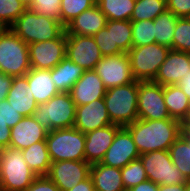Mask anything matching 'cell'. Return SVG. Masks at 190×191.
Segmentation results:
<instances>
[{
  "label": "cell",
  "instance_id": "obj_24",
  "mask_svg": "<svg viewBox=\"0 0 190 191\" xmlns=\"http://www.w3.org/2000/svg\"><path fill=\"white\" fill-rule=\"evenodd\" d=\"M90 176L94 188L98 191H126L122 181L121 168L96 163L91 165Z\"/></svg>",
  "mask_w": 190,
  "mask_h": 191
},
{
  "label": "cell",
  "instance_id": "obj_7",
  "mask_svg": "<svg viewBox=\"0 0 190 191\" xmlns=\"http://www.w3.org/2000/svg\"><path fill=\"white\" fill-rule=\"evenodd\" d=\"M31 69L29 48L11 29L0 37V72L7 76H25Z\"/></svg>",
  "mask_w": 190,
  "mask_h": 191
},
{
  "label": "cell",
  "instance_id": "obj_23",
  "mask_svg": "<svg viewBox=\"0 0 190 191\" xmlns=\"http://www.w3.org/2000/svg\"><path fill=\"white\" fill-rule=\"evenodd\" d=\"M25 77L37 104L46 103L60 92L52 80L51 70L31 68Z\"/></svg>",
  "mask_w": 190,
  "mask_h": 191
},
{
  "label": "cell",
  "instance_id": "obj_11",
  "mask_svg": "<svg viewBox=\"0 0 190 191\" xmlns=\"http://www.w3.org/2000/svg\"><path fill=\"white\" fill-rule=\"evenodd\" d=\"M94 71L106 89L126 85L135 80L127 53L103 56Z\"/></svg>",
  "mask_w": 190,
  "mask_h": 191
},
{
  "label": "cell",
  "instance_id": "obj_35",
  "mask_svg": "<svg viewBox=\"0 0 190 191\" xmlns=\"http://www.w3.org/2000/svg\"><path fill=\"white\" fill-rule=\"evenodd\" d=\"M96 0H61L60 22L66 26L83 11L92 8Z\"/></svg>",
  "mask_w": 190,
  "mask_h": 191
},
{
  "label": "cell",
  "instance_id": "obj_42",
  "mask_svg": "<svg viewBox=\"0 0 190 191\" xmlns=\"http://www.w3.org/2000/svg\"><path fill=\"white\" fill-rule=\"evenodd\" d=\"M24 191H60V189L45 175L37 176Z\"/></svg>",
  "mask_w": 190,
  "mask_h": 191
},
{
  "label": "cell",
  "instance_id": "obj_28",
  "mask_svg": "<svg viewBox=\"0 0 190 191\" xmlns=\"http://www.w3.org/2000/svg\"><path fill=\"white\" fill-rule=\"evenodd\" d=\"M168 151L173 164L190 181V134L184 128Z\"/></svg>",
  "mask_w": 190,
  "mask_h": 191
},
{
  "label": "cell",
  "instance_id": "obj_44",
  "mask_svg": "<svg viewBox=\"0 0 190 191\" xmlns=\"http://www.w3.org/2000/svg\"><path fill=\"white\" fill-rule=\"evenodd\" d=\"M13 76H7L0 72V101L6 99L11 87Z\"/></svg>",
  "mask_w": 190,
  "mask_h": 191
},
{
  "label": "cell",
  "instance_id": "obj_43",
  "mask_svg": "<svg viewBox=\"0 0 190 191\" xmlns=\"http://www.w3.org/2000/svg\"><path fill=\"white\" fill-rule=\"evenodd\" d=\"M11 128L4 122L0 116V149L7 148L10 144Z\"/></svg>",
  "mask_w": 190,
  "mask_h": 191
},
{
  "label": "cell",
  "instance_id": "obj_51",
  "mask_svg": "<svg viewBox=\"0 0 190 191\" xmlns=\"http://www.w3.org/2000/svg\"><path fill=\"white\" fill-rule=\"evenodd\" d=\"M185 191H190V181L185 184Z\"/></svg>",
  "mask_w": 190,
  "mask_h": 191
},
{
  "label": "cell",
  "instance_id": "obj_14",
  "mask_svg": "<svg viewBox=\"0 0 190 191\" xmlns=\"http://www.w3.org/2000/svg\"><path fill=\"white\" fill-rule=\"evenodd\" d=\"M91 165L85 160L52 162L46 175L60 191H68L90 176Z\"/></svg>",
  "mask_w": 190,
  "mask_h": 191
},
{
  "label": "cell",
  "instance_id": "obj_39",
  "mask_svg": "<svg viewBox=\"0 0 190 191\" xmlns=\"http://www.w3.org/2000/svg\"><path fill=\"white\" fill-rule=\"evenodd\" d=\"M93 37L103 56L124 53L120 48H113L112 28L104 27Z\"/></svg>",
  "mask_w": 190,
  "mask_h": 191
},
{
  "label": "cell",
  "instance_id": "obj_38",
  "mask_svg": "<svg viewBox=\"0 0 190 191\" xmlns=\"http://www.w3.org/2000/svg\"><path fill=\"white\" fill-rule=\"evenodd\" d=\"M28 8L37 14L60 21L61 0H33Z\"/></svg>",
  "mask_w": 190,
  "mask_h": 191
},
{
  "label": "cell",
  "instance_id": "obj_31",
  "mask_svg": "<svg viewBox=\"0 0 190 191\" xmlns=\"http://www.w3.org/2000/svg\"><path fill=\"white\" fill-rule=\"evenodd\" d=\"M105 27L112 28L113 48L127 53L133 47L130 20H107Z\"/></svg>",
  "mask_w": 190,
  "mask_h": 191
},
{
  "label": "cell",
  "instance_id": "obj_25",
  "mask_svg": "<svg viewBox=\"0 0 190 191\" xmlns=\"http://www.w3.org/2000/svg\"><path fill=\"white\" fill-rule=\"evenodd\" d=\"M164 100L171 118L182 124L190 118V100L177 84L164 86Z\"/></svg>",
  "mask_w": 190,
  "mask_h": 191
},
{
  "label": "cell",
  "instance_id": "obj_41",
  "mask_svg": "<svg viewBox=\"0 0 190 191\" xmlns=\"http://www.w3.org/2000/svg\"><path fill=\"white\" fill-rule=\"evenodd\" d=\"M167 10L178 18H188L190 14V0H166Z\"/></svg>",
  "mask_w": 190,
  "mask_h": 191
},
{
  "label": "cell",
  "instance_id": "obj_40",
  "mask_svg": "<svg viewBox=\"0 0 190 191\" xmlns=\"http://www.w3.org/2000/svg\"><path fill=\"white\" fill-rule=\"evenodd\" d=\"M0 116L9 128L14 127L24 117L6 99L0 101Z\"/></svg>",
  "mask_w": 190,
  "mask_h": 191
},
{
  "label": "cell",
  "instance_id": "obj_52",
  "mask_svg": "<svg viewBox=\"0 0 190 191\" xmlns=\"http://www.w3.org/2000/svg\"><path fill=\"white\" fill-rule=\"evenodd\" d=\"M21 1L25 3L27 6H29L33 0H21Z\"/></svg>",
  "mask_w": 190,
  "mask_h": 191
},
{
  "label": "cell",
  "instance_id": "obj_9",
  "mask_svg": "<svg viewBox=\"0 0 190 191\" xmlns=\"http://www.w3.org/2000/svg\"><path fill=\"white\" fill-rule=\"evenodd\" d=\"M148 180L157 185L186 184L185 175L173 164L168 150L151 151L139 156Z\"/></svg>",
  "mask_w": 190,
  "mask_h": 191
},
{
  "label": "cell",
  "instance_id": "obj_15",
  "mask_svg": "<svg viewBox=\"0 0 190 191\" xmlns=\"http://www.w3.org/2000/svg\"><path fill=\"white\" fill-rule=\"evenodd\" d=\"M139 156L129 130L123 126L118 129L112 144L100 163L109 167L123 168L132 160L138 159Z\"/></svg>",
  "mask_w": 190,
  "mask_h": 191
},
{
  "label": "cell",
  "instance_id": "obj_29",
  "mask_svg": "<svg viewBox=\"0 0 190 191\" xmlns=\"http://www.w3.org/2000/svg\"><path fill=\"white\" fill-rule=\"evenodd\" d=\"M178 17L166 10L154 19L155 43L172 49L174 30Z\"/></svg>",
  "mask_w": 190,
  "mask_h": 191
},
{
  "label": "cell",
  "instance_id": "obj_5",
  "mask_svg": "<svg viewBox=\"0 0 190 191\" xmlns=\"http://www.w3.org/2000/svg\"><path fill=\"white\" fill-rule=\"evenodd\" d=\"M76 107L69 92H59L46 103L38 104L33 116L48 131L71 128Z\"/></svg>",
  "mask_w": 190,
  "mask_h": 191
},
{
  "label": "cell",
  "instance_id": "obj_17",
  "mask_svg": "<svg viewBox=\"0 0 190 191\" xmlns=\"http://www.w3.org/2000/svg\"><path fill=\"white\" fill-rule=\"evenodd\" d=\"M120 125L111 124L85 134V161L90 164L100 163L113 142Z\"/></svg>",
  "mask_w": 190,
  "mask_h": 191
},
{
  "label": "cell",
  "instance_id": "obj_16",
  "mask_svg": "<svg viewBox=\"0 0 190 191\" xmlns=\"http://www.w3.org/2000/svg\"><path fill=\"white\" fill-rule=\"evenodd\" d=\"M113 124L106 109L104 99L77 106L74 126L83 134Z\"/></svg>",
  "mask_w": 190,
  "mask_h": 191
},
{
  "label": "cell",
  "instance_id": "obj_33",
  "mask_svg": "<svg viewBox=\"0 0 190 191\" xmlns=\"http://www.w3.org/2000/svg\"><path fill=\"white\" fill-rule=\"evenodd\" d=\"M121 176L126 191L148 179L140 158L121 168Z\"/></svg>",
  "mask_w": 190,
  "mask_h": 191
},
{
  "label": "cell",
  "instance_id": "obj_20",
  "mask_svg": "<svg viewBox=\"0 0 190 191\" xmlns=\"http://www.w3.org/2000/svg\"><path fill=\"white\" fill-rule=\"evenodd\" d=\"M70 95L76 106L103 99L106 88L94 70L84 71L82 77L72 86Z\"/></svg>",
  "mask_w": 190,
  "mask_h": 191
},
{
  "label": "cell",
  "instance_id": "obj_1",
  "mask_svg": "<svg viewBox=\"0 0 190 191\" xmlns=\"http://www.w3.org/2000/svg\"><path fill=\"white\" fill-rule=\"evenodd\" d=\"M136 145L139 154L151 151L169 150L180 136L183 124L174 118L163 120L137 119L125 126Z\"/></svg>",
  "mask_w": 190,
  "mask_h": 191
},
{
  "label": "cell",
  "instance_id": "obj_19",
  "mask_svg": "<svg viewBox=\"0 0 190 191\" xmlns=\"http://www.w3.org/2000/svg\"><path fill=\"white\" fill-rule=\"evenodd\" d=\"M47 133L48 130L34 116L23 117L11 128L9 147L22 151L36 142L46 140Z\"/></svg>",
  "mask_w": 190,
  "mask_h": 191
},
{
  "label": "cell",
  "instance_id": "obj_45",
  "mask_svg": "<svg viewBox=\"0 0 190 191\" xmlns=\"http://www.w3.org/2000/svg\"><path fill=\"white\" fill-rule=\"evenodd\" d=\"M94 184L92 177L89 176L87 179L79 182L77 185H75L72 189L68 191H94Z\"/></svg>",
  "mask_w": 190,
  "mask_h": 191
},
{
  "label": "cell",
  "instance_id": "obj_49",
  "mask_svg": "<svg viewBox=\"0 0 190 191\" xmlns=\"http://www.w3.org/2000/svg\"><path fill=\"white\" fill-rule=\"evenodd\" d=\"M9 26L0 20V37L3 36L8 31Z\"/></svg>",
  "mask_w": 190,
  "mask_h": 191
},
{
  "label": "cell",
  "instance_id": "obj_46",
  "mask_svg": "<svg viewBox=\"0 0 190 191\" xmlns=\"http://www.w3.org/2000/svg\"><path fill=\"white\" fill-rule=\"evenodd\" d=\"M158 189L159 185L147 179L128 191H158Z\"/></svg>",
  "mask_w": 190,
  "mask_h": 191
},
{
  "label": "cell",
  "instance_id": "obj_13",
  "mask_svg": "<svg viewBox=\"0 0 190 191\" xmlns=\"http://www.w3.org/2000/svg\"><path fill=\"white\" fill-rule=\"evenodd\" d=\"M66 57L88 71L95 69L103 55L93 36L67 35Z\"/></svg>",
  "mask_w": 190,
  "mask_h": 191
},
{
  "label": "cell",
  "instance_id": "obj_4",
  "mask_svg": "<svg viewBox=\"0 0 190 191\" xmlns=\"http://www.w3.org/2000/svg\"><path fill=\"white\" fill-rule=\"evenodd\" d=\"M36 177L21 150L0 149V191H24Z\"/></svg>",
  "mask_w": 190,
  "mask_h": 191
},
{
  "label": "cell",
  "instance_id": "obj_30",
  "mask_svg": "<svg viewBox=\"0 0 190 191\" xmlns=\"http://www.w3.org/2000/svg\"><path fill=\"white\" fill-rule=\"evenodd\" d=\"M136 0H96L107 20H130Z\"/></svg>",
  "mask_w": 190,
  "mask_h": 191
},
{
  "label": "cell",
  "instance_id": "obj_22",
  "mask_svg": "<svg viewBox=\"0 0 190 191\" xmlns=\"http://www.w3.org/2000/svg\"><path fill=\"white\" fill-rule=\"evenodd\" d=\"M6 100L24 117L33 116L38 106L25 76L13 77Z\"/></svg>",
  "mask_w": 190,
  "mask_h": 191
},
{
  "label": "cell",
  "instance_id": "obj_27",
  "mask_svg": "<svg viewBox=\"0 0 190 191\" xmlns=\"http://www.w3.org/2000/svg\"><path fill=\"white\" fill-rule=\"evenodd\" d=\"M25 162L37 176L48 174L52 163L46 140L39 141L22 150Z\"/></svg>",
  "mask_w": 190,
  "mask_h": 191
},
{
  "label": "cell",
  "instance_id": "obj_18",
  "mask_svg": "<svg viewBox=\"0 0 190 191\" xmlns=\"http://www.w3.org/2000/svg\"><path fill=\"white\" fill-rule=\"evenodd\" d=\"M189 69L190 53L171 49L153 82L162 86L178 84Z\"/></svg>",
  "mask_w": 190,
  "mask_h": 191
},
{
  "label": "cell",
  "instance_id": "obj_10",
  "mask_svg": "<svg viewBox=\"0 0 190 191\" xmlns=\"http://www.w3.org/2000/svg\"><path fill=\"white\" fill-rule=\"evenodd\" d=\"M138 119L163 120L170 114L164 100V86L153 81H138Z\"/></svg>",
  "mask_w": 190,
  "mask_h": 191
},
{
  "label": "cell",
  "instance_id": "obj_2",
  "mask_svg": "<svg viewBox=\"0 0 190 191\" xmlns=\"http://www.w3.org/2000/svg\"><path fill=\"white\" fill-rule=\"evenodd\" d=\"M9 28L28 45L53 40L65 31L60 21L37 14L29 8Z\"/></svg>",
  "mask_w": 190,
  "mask_h": 191
},
{
  "label": "cell",
  "instance_id": "obj_37",
  "mask_svg": "<svg viewBox=\"0 0 190 191\" xmlns=\"http://www.w3.org/2000/svg\"><path fill=\"white\" fill-rule=\"evenodd\" d=\"M27 8L21 0H0V20L10 27Z\"/></svg>",
  "mask_w": 190,
  "mask_h": 191
},
{
  "label": "cell",
  "instance_id": "obj_3",
  "mask_svg": "<svg viewBox=\"0 0 190 191\" xmlns=\"http://www.w3.org/2000/svg\"><path fill=\"white\" fill-rule=\"evenodd\" d=\"M138 81L106 89L104 101L111 122L125 127L138 119Z\"/></svg>",
  "mask_w": 190,
  "mask_h": 191
},
{
  "label": "cell",
  "instance_id": "obj_32",
  "mask_svg": "<svg viewBox=\"0 0 190 191\" xmlns=\"http://www.w3.org/2000/svg\"><path fill=\"white\" fill-rule=\"evenodd\" d=\"M166 10V0H136L130 21L154 20Z\"/></svg>",
  "mask_w": 190,
  "mask_h": 191
},
{
  "label": "cell",
  "instance_id": "obj_50",
  "mask_svg": "<svg viewBox=\"0 0 190 191\" xmlns=\"http://www.w3.org/2000/svg\"><path fill=\"white\" fill-rule=\"evenodd\" d=\"M183 128L190 134V118L183 124Z\"/></svg>",
  "mask_w": 190,
  "mask_h": 191
},
{
  "label": "cell",
  "instance_id": "obj_6",
  "mask_svg": "<svg viewBox=\"0 0 190 191\" xmlns=\"http://www.w3.org/2000/svg\"><path fill=\"white\" fill-rule=\"evenodd\" d=\"M46 145L52 162L85 160V134L75 127L48 131Z\"/></svg>",
  "mask_w": 190,
  "mask_h": 191
},
{
  "label": "cell",
  "instance_id": "obj_47",
  "mask_svg": "<svg viewBox=\"0 0 190 191\" xmlns=\"http://www.w3.org/2000/svg\"><path fill=\"white\" fill-rule=\"evenodd\" d=\"M190 100V69L177 84Z\"/></svg>",
  "mask_w": 190,
  "mask_h": 191
},
{
  "label": "cell",
  "instance_id": "obj_21",
  "mask_svg": "<svg viewBox=\"0 0 190 191\" xmlns=\"http://www.w3.org/2000/svg\"><path fill=\"white\" fill-rule=\"evenodd\" d=\"M107 18L95 4L65 26L66 35L93 36L106 26Z\"/></svg>",
  "mask_w": 190,
  "mask_h": 191
},
{
  "label": "cell",
  "instance_id": "obj_12",
  "mask_svg": "<svg viewBox=\"0 0 190 191\" xmlns=\"http://www.w3.org/2000/svg\"><path fill=\"white\" fill-rule=\"evenodd\" d=\"M67 35L64 31L59 37L28 45L31 68L53 69L66 57Z\"/></svg>",
  "mask_w": 190,
  "mask_h": 191
},
{
  "label": "cell",
  "instance_id": "obj_36",
  "mask_svg": "<svg viewBox=\"0 0 190 191\" xmlns=\"http://www.w3.org/2000/svg\"><path fill=\"white\" fill-rule=\"evenodd\" d=\"M172 50L190 53V20L179 18L174 30Z\"/></svg>",
  "mask_w": 190,
  "mask_h": 191
},
{
  "label": "cell",
  "instance_id": "obj_48",
  "mask_svg": "<svg viewBox=\"0 0 190 191\" xmlns=\"http://www.w3.org/2000/svg\"><path fill=\"white\" fill-rule=\"evenodd\" d=\"M158 191H185V184L159 185Z\"/></svg>",
  "mask_w": 190,
  "mask_h": 191
},
{
  "label": "cell",
  "instance_id": "obj_26",
  "mask_svg": "<svg viewBox=\"0 0 190 191\" xmlns=\"http://www.w3.org/2000/svg\"><path fill=\"white\" fill-rule=\"evenodd\" d=\"M84 69L65 57L51 69V77L60 92H70L72 86L82 77Z\"/></svg>",
  "mask_w": 190,
  "mask_h": 191
},
{
  "label": "cell",
  "instance_id": "obj_8",
  "mask_svg": "<svg viewBox=\"0 0 190 191\" xmlns=\"http://www.w3.org/2000/svg\"><path fill=\"white\" fill-rule=\"evenodd\" d=\"M170 50L157 43L132 47L127 55L134 79L139 82L154 81Z\"/></svg>",
  "mask_w": 190,
  "mask_h": 191
},
{
  "label": "cell",
  "instance_id": "obj_34",
  "mask_svg": "<svg viewBox=\"0 0 190 191\" xmlns=\"http://www.w3.org/2000/svg\"><path fill=\"white\" fill-rule=\"evenodd\" d=\"M131 25L133 47L155 43L154 20L133 21Z\"/></svg>",
  "mask_w": 190,
  "mask_h": 191
}]
</instances>
